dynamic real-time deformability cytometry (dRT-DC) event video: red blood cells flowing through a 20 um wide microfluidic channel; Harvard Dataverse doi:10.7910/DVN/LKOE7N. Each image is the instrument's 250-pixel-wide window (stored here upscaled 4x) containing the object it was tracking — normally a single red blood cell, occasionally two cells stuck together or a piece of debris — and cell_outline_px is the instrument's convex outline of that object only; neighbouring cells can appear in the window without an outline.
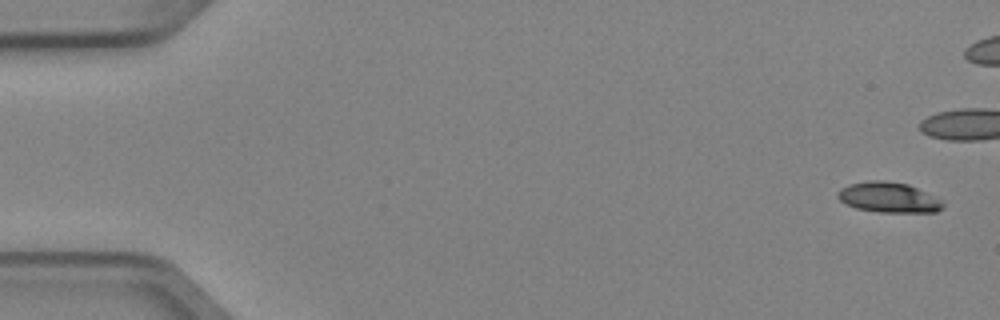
{"species": "Egyptian fruit bat (a non-hibernating species)", "species_latin": "Rousettus aegyptiacus", "temperature_condition": "cold", "stored_images_in_passage": 9, "camera_frame_rate_fps": 3000, "um_per_image_px": 0.085, "animal": {"sex": "female"}, "frame": {"image": 1, "passage_image": 1, "time_ms": 0.0, "image_size_px": [1000, 320], "cell_outline_px": [[944, 208], [936, 212], [880, 212], [856, 208], [840, 200], [836, 196], [836, 192], [840, 188], [848, 184], [868, 180], [884, 180], [908, 184], [940, 200], [944, 204]], "centroid_in_image_um": [75.49, 16.77], "position_along_channel_um": 9.5, "area_um2": 18.5}}
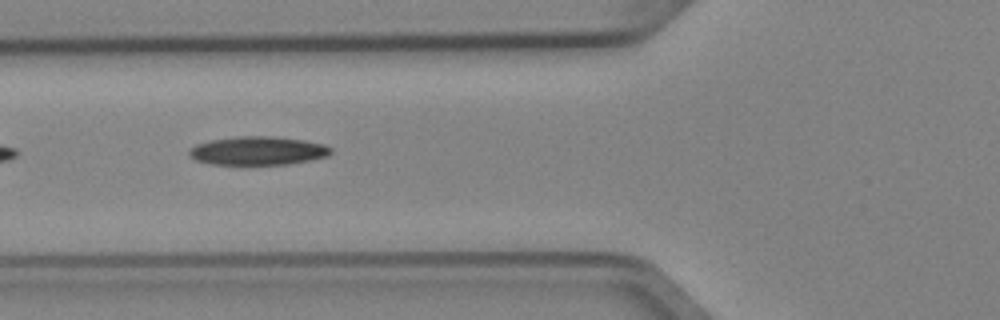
{"frame": {"image": 2, "passage_image": 8, "time_ms": 2.333, "image_size_px": [1000, 320], "cell_outline_px": [[332, 152], [328, 156], [312, 160], [288, 164], [212, 164], [196, 160], [188, 156], [188, 152], [196, 144], [208, 140], [236, 136], [268, 136], [304, 140], [324, 144], [332, 148]], "centroid_in_image_um": [21.92, 12.81], "position_along_channel_um": 103.9, "area_um2": 23.64}}
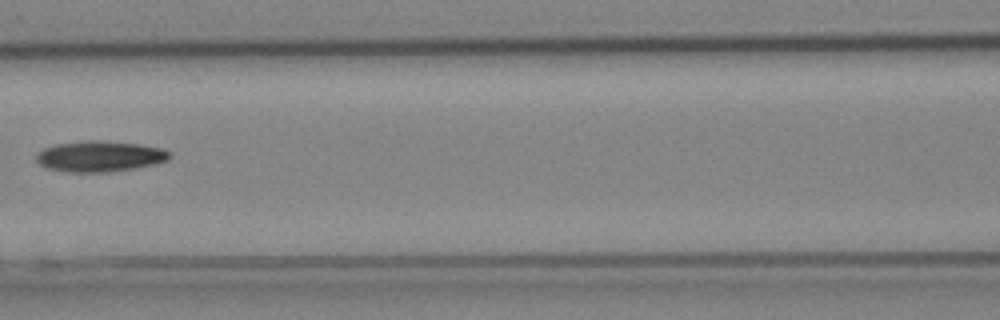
{"frame": {"image": 3, "passage_image": 9, "time_ms": 2.667, "image_size_px": [1000, 320], "cell_outline_px": [[172, 156], [168, 160], [156, 164], [136, 168], [108, 172], [64, 172], [48, 168], [40, 164], [36, 160], [36, 156], [44, 148], [56, 144], [88, 140], [100, 140], [140, 144], [160, 148], [172, 152]], "centroid_in_image_um": [8.52, 13.29], "position_along_channel_um": 158.1, "area_um2": 24.04}}